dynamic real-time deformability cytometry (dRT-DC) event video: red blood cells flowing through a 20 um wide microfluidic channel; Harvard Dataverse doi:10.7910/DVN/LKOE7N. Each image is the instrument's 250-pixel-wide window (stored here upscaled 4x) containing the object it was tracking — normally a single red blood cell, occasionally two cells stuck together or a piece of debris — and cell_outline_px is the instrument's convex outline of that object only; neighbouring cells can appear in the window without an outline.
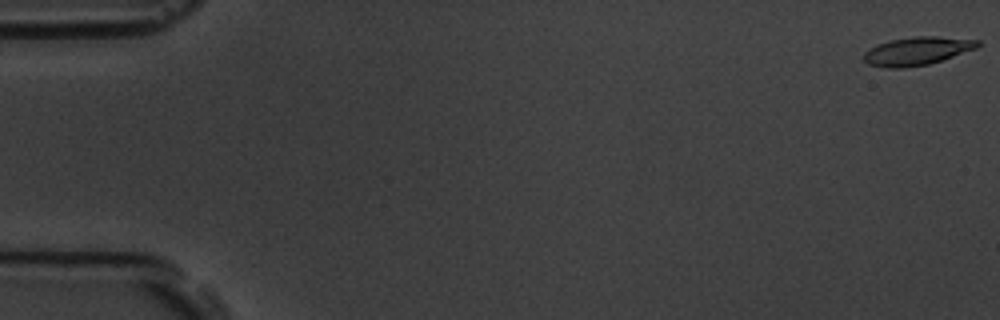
{"species": "common noctule bat (a hibernating species)", "species_latin": "Nyctalus noctula", "temperature_condition": "room temperature", "stored_images_in_passage": 15, "camera_frame_rate_fps": 3000, "um_per_image_px": 0.085, "animal": {"sex": "male", "body_mass_g": 19.5, "forearm_length_mm": 54.6}, "frame": {"image": 1, "passage_image": 1, "time_ms": 0.0, "image_size_px": [1000, 320], "cell_outline_px": [[980, 44], [976, 48], [928, 64], [904, 68], [888, 68], [868, 64], [864, 60], [864, 52], [868, 48], [876, 44], [892, 40], [916, 36], [936, 36], [980, 40]], "centroid_in_image_um": [77.91, 4.33], "position_along_channel_um": 7.1, "area_um2": 18.55}}
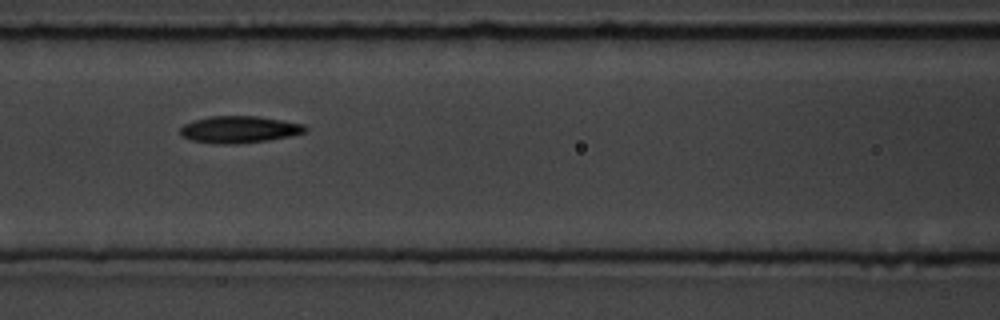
{"frame": {"image": 2, "passage_image": 7, "time_ms": 7.667, "image_size_px": [1000, 320], "cell_outline_px": [[308, 132], [292, 136], [268, 140], [236, 144], [216, 144], [192, 140], [180, 136], [180, 128], [184, 124], [208, 116], [256, 116], [304, 124], [308, 128]], "centroid_in_image_um": [20.35, 11.01], "position_along_channel_um": 146.2, "area_um2": 19.71}}
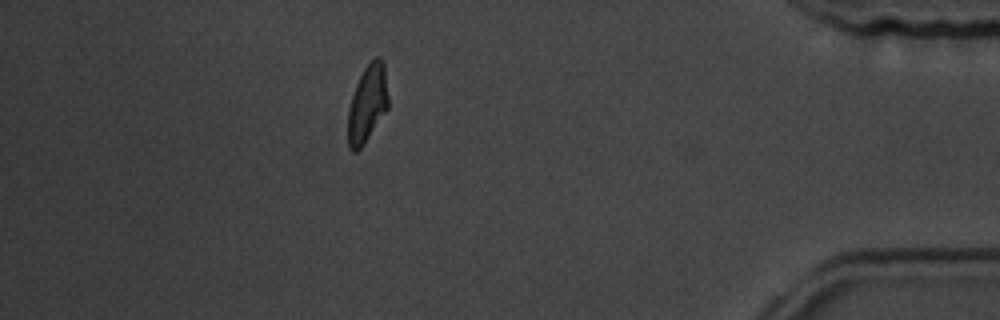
{"frame": {"image": 3, "passage_image": 14, "time_ms": 15.667, "image_size_px": [1000, 320], "cell_outline_px": [[388, 108], [364, 144], [356, 152], [352, 152], [348, 148], [348, 108], [356, 84], [364, 68], [376, 56], [380, 56], [384, 64], [388, 96]], "centroid_in_image_um": [31.22, 8.83], "position_along_channel_um": 404.0, "area_um2": 18.15}, "authors_computed_cell_mechanics": {"area_um2": 18.5538, "velocity_mm_per_s": 3.7977, "shape_relaxation_time_tau1_ms": 10.2724, "shape_relaxation_time_tau2_ms": 2.5275, "deformation_change_tau1": 0.1938, "deformation_change_tau2": 0.0912}}